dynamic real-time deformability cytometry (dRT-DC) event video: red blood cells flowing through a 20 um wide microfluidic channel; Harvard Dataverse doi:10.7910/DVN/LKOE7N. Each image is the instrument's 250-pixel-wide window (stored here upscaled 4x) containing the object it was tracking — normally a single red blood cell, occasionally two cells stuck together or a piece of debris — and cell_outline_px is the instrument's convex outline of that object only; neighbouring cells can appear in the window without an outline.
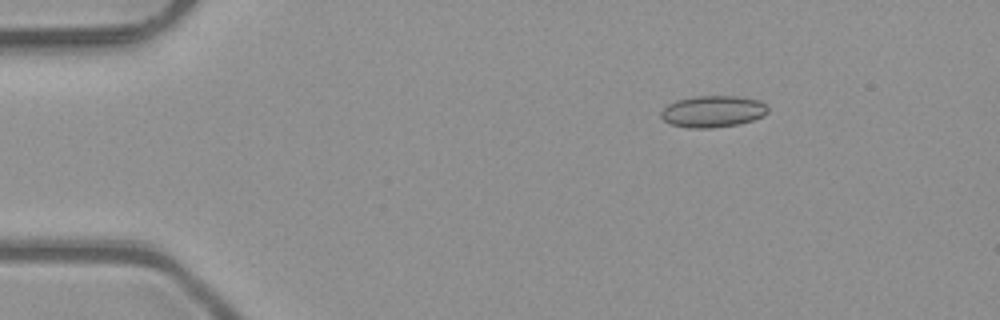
{"species": "common noctule bat (a hibernating species)", "species_latin": "Nyctalus noctula", "temperature_condition": "room temperature", "stored_images_in_passage": 4, "camera_frame_rate_fps": 3000, "um_per_image_px": 0.085, "animal": {"sex": "male", "body_mass_g": 23.1, "forearm_length_mm": 52.7}, "frame": {"image": 1, "passage_image": 2, "time_ms": 0.333, "image_size_px": [1000, 320], "cell_outline_px": [[768, 112], [764, 116], [740, 124], [712, 128], [688, 128], [672, 124], [664, 120], [660, 116], [660, 112], [668, 104], [676, 100], [696, 96], [736, 96], [760, 100], [768, 108]], "centroid_in_image_um": [60.6, 9.47], "position_along_channel_um": 24.4, "area_um2": 19.77}}
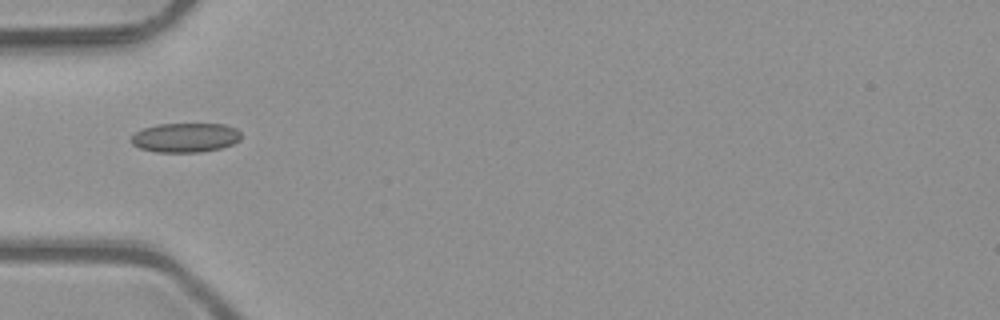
{"frame": {"image": 2, "passage_image": 4, "time_ms": 1.0, "image_size_px": [1000, 320], "cell_outline_px": [[240, 140], [232, 144], [220, 148], [200, 152], [156, 152], [140, 148], [132, 144], [132, 136], [136, 132], [144, 128], [156, 124], [224, 124], [236, 128], [240, 132]], "centroid_in_image_um": [15.76, 11.69], "position_along_channel_um": 69.2, "area_um2": 18.73}}